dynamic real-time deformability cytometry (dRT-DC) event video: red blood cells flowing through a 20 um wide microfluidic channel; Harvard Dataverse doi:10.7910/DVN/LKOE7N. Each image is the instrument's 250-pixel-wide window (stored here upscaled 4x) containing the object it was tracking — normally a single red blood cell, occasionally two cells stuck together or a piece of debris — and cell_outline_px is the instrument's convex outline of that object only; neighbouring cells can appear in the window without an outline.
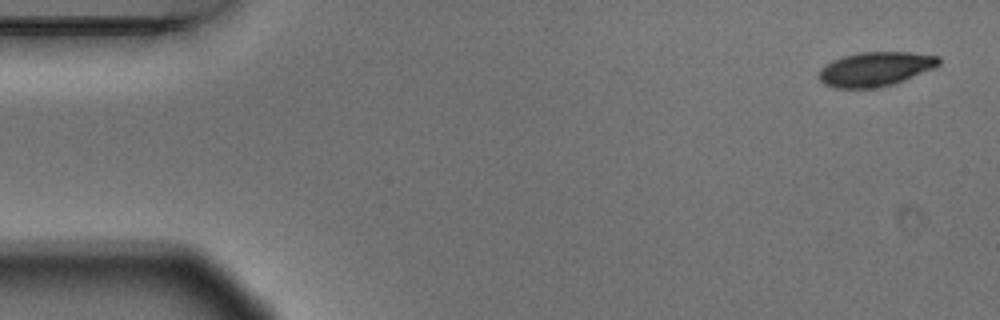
{"species": "Egyptian fruit bat (a non-hibernating species)", "species_latin": "Rousettus aegyptiacus", "temperature_condition": "warm", "stored_images_in_passage": 4, "camera_frame_rate_fps": 3000, "um_per_image_px": 0.085, "animal": {"sex": "male"}, "frame": {"image": 1, "passage_image": 1, "time_ms": 0.0, "image_size_px": [1000, 320], "cell_outline_px": [[940, 64], [932, 68], [904, 80], [892, 84], [876, 88], [836, 88], [824, 84], [820, 80], [820, 68], [824, 64], [832, 60], [844, 56], [860, 52], [908, 52], [940, 56]], "centroid_in_image_um": [74.38, 5.86], "position_along_channel_um": 10.6, "area_um2": 23.81}}
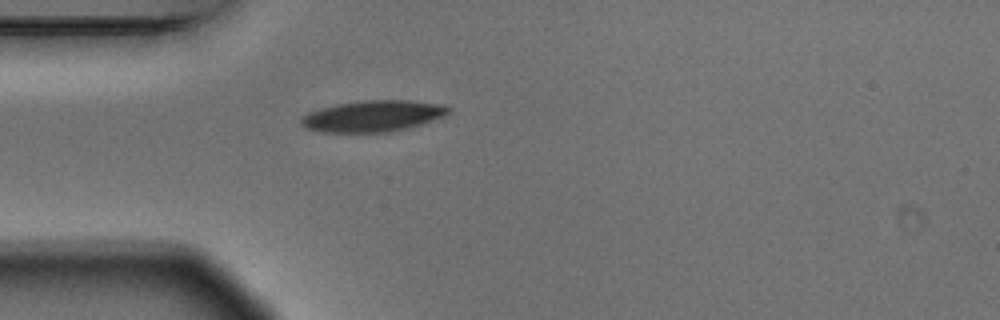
{"frame": {"image": 2, "passage_image": 4, "time_ms": 1.0, "image_size_px": [1000, 320], "cell_outline_px": [[452, 108], [444, 116], [420, 124], [388, 132], [320, 132], [304, 128], [300, 124], [300, 116], [308, 112], [320, 108], [336, 104], [360, 100], [412, 100], [440, 104]], "centroid_in_image_um": [31.62, 9.85], "position_along_channel_um": 53.4, "area_um2": 26.93}}